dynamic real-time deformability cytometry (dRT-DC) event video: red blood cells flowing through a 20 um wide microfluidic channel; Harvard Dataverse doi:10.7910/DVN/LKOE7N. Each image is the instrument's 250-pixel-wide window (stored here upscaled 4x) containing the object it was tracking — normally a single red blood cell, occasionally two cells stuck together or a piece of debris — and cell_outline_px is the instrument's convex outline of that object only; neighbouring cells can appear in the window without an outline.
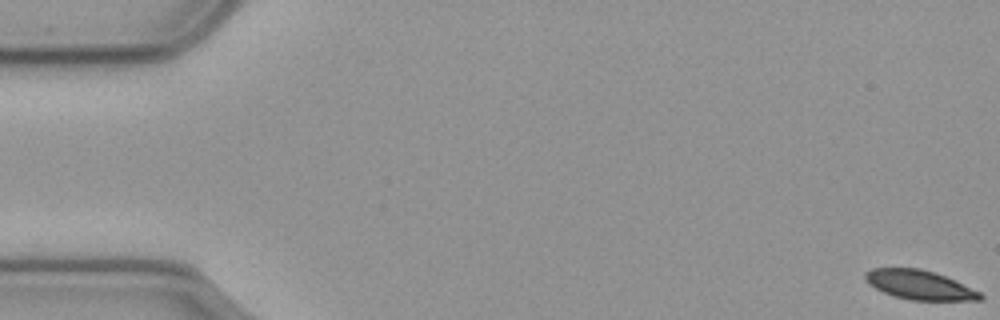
{"species": "common noctule bat (a hibernating species)", "species_latin": "Nyctalus noctula", "temperature_condition": "cold", "stored_images_in_passage": 59, "camera_frame_rate_fps": 3000, "um_per_image_px": 0.085, "animal": {"sex": "male", "body_mass_g": 23.1, "forearm_length_mm": 52.7}, "frame": {"image": 1, "passage_image": 1, "time_ms": 0.0, "image_size_px": [1000, 320], "cell_outline_px": [[984, 296], [980, 300], [908, 300], [892, 296], [868, 284], [864, 280], [864, 272], [872, 268], [920, 268], [944, 276], [980, 292]], "centroid_in_image_um": [78.09, 24.22], "position_along_channel_um": 6.9, "area_um2": 19.48}}
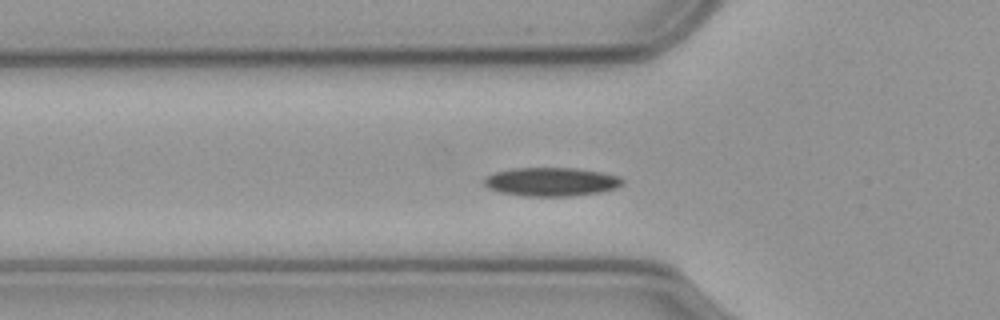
{"frame": {"image": 2, "passage_image": 20, "time_ms": 6.333, "image_size_px": [1000, 320], "cell_outline_px": [[624, 184], [616, 188], [600, 192], [572, 196], [524, 196], [500, 192], [488, 188], [484, 184], [484, 180], [488, 176], [496, 172], [516, 168], [576, 168], [600, 172], [620, 176], [624, 180]], "centroid_in_image_um": [46.9, 15.46], "position_along_channel_um": 78.9, "area_um2": 23.06}}
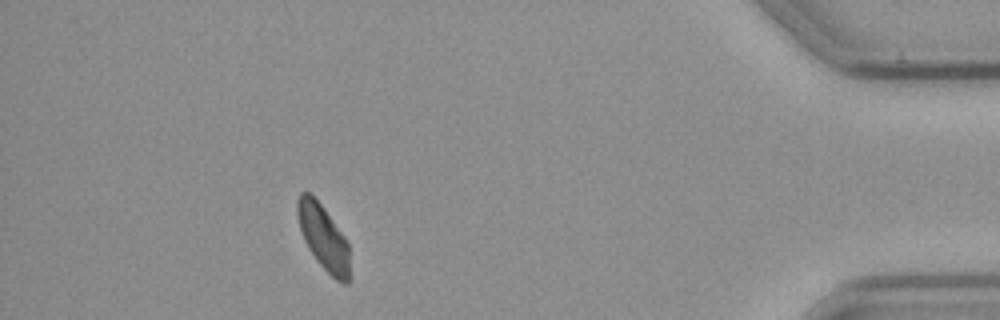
{"frame": {"image": 3, "passage_image": 53, "time_ms": 17.333, "image_size_px": [1000, 320], "cell_outline_px": [[348, 284], [344, 284], [336, 280], [316, 260], [308, 248], [304, 240], [300, 228], [296, 212], [296, 200], [300, 192], [308, 192], [320, 204], [344, 236], [348, 244]], "centroid_in_image_um": [27.45, 20.16], "position_along_channel_um": 407.8, "area_um2": 19.36}, "authors_computed_cell_mechanics": {"area_um2": 21.3282, "velocity_mm_per_s": 3.5114, "shape_relaxation_time_tau1_ms": 10.2573, "shape_relaxation_time_tau2_ms": null, "deformation_change_tau1": 0.1325, "deformation_change_tau2": null}}